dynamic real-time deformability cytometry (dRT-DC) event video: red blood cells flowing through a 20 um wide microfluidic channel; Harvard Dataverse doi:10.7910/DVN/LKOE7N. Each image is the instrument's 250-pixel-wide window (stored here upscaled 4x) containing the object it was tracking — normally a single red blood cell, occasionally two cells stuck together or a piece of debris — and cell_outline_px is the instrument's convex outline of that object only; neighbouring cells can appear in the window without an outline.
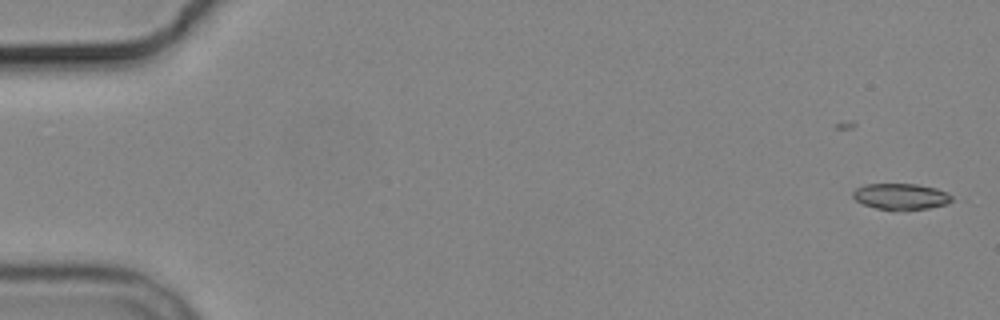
{"species": "common noctule bat (a hibernating species)", "species_latin": "Nyctalus noctula", "temperature_condition": "cold", "stored_images_in_passage": 6, "camera_frame_rate_fps": 3000, "um_per_image_px": 0.085, "animal": {"sex": "male", "body_mass_g": 19.2, "forearm_length_mm": 51.8}, "frame": {"image": 1, "passage_image": 1, "time_ms": 0.0, "image_size_px": [1000, 320], "cell_outline_px": [[956, 200], [948, 204], [928, 208], [892, 212], [876, 208], [864, 204], [856, 200], [852, 196], [852, 192], [856, 188], [864, 184], [916, 184], [936, 188], [952, 196]], "centroid_in_image_um": [76.58, 16.73], "position_along_channel_um": 8.4, "area_um2": 15.43}}
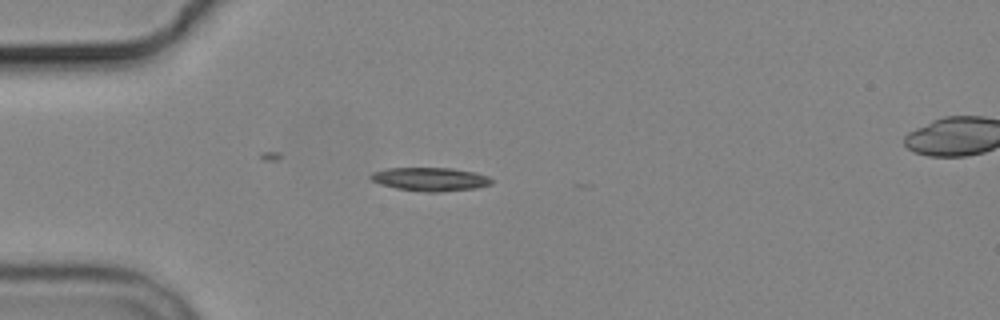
{"frame": {"image": 2, "passage_image": 5, "time_ms": 4.667, "image_size_px": [1000, 320], "cell_outline_px": [[492, 184], [476, 188], [440, 192], [424, 192], [396, 188], [380, 184], [372, 180], [368, 176], [372, 172], [388, 168], [452, 168], [476, 172], [488, 176], [492, 180]], "centroid_in_image_um": [36.57, 15.23], "position_along_channel_um": 48.4, "area_um2": 16.65}}